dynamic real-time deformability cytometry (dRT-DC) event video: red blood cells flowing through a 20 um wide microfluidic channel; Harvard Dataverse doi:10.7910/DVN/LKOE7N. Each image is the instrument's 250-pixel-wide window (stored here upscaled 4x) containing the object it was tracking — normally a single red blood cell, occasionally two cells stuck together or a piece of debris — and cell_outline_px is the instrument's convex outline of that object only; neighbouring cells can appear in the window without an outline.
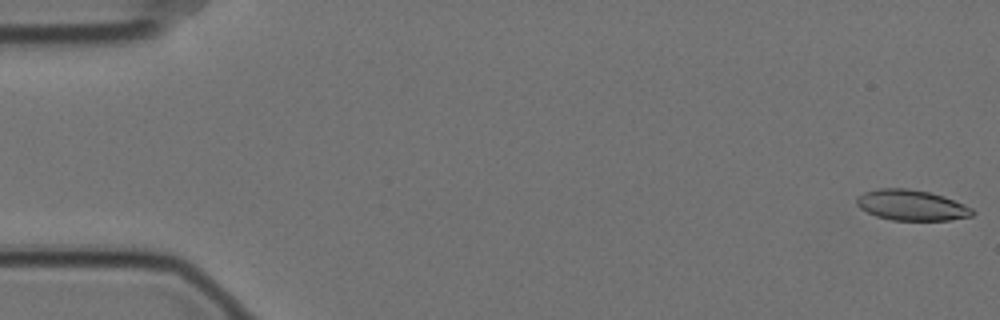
{"species": "Egyptian fruit bat (a non-hibernating species)", "species_latin": "Rousettus aegyptiacus", "temperature_condition": "cold", "stored_images_in_passage": 13, "camera_frame_rate_fps": 3000, "um_per_image_px": 0.085, "animal": {"sex": "female"}, "frame": {"image": 1, "passage_image": 1, "time_ms": 0.0, "image_size_px": [1000, 320], "cell_outline_px": [[976, 212], [972, 216], [948, 220], [892, 220], [876, 216], [860, 208], [856, 204], [856, 196], [864, 192], [880, 188], [908, 188], [928, 192], [944, 196], [964, 204], [972, 208]], "centroid_in_image_um": [77.47, 17.44], "position_along_channel_um": 7.5, "area_um2": 20.69}}
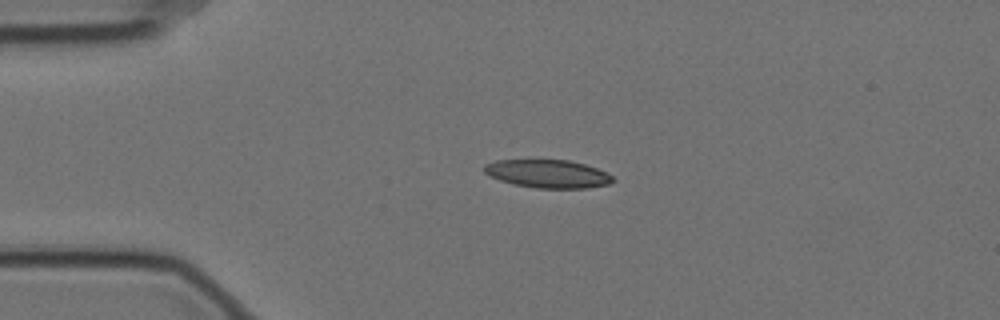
{"frame": {"image": 2, "passage_image": 13, "time_ms": 4.0, "image_size_px": [1000, 320], "cell_outline_px": [[616, 180], [608, 184], [588, 188], [536, 188], [512, 184], [500, 180], [484, 172], [484, 164], [496, 160], [568, 160], [584, 164], [596, 168], [612, 176]], "centroid_in_image_um": [46.56, 14.77], "position_along_channel_um": 38.4, "area_um2": 20.98}}